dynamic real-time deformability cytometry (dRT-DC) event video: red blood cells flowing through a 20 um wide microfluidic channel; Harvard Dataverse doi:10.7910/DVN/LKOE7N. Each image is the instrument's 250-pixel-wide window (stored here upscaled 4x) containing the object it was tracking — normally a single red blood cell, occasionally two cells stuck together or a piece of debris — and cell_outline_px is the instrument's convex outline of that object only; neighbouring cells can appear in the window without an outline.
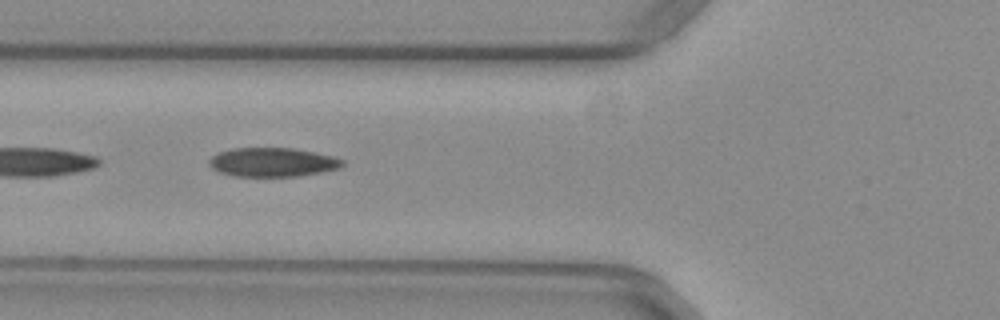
{"species": "common noctule bat (a hibernating species)", "species_latin": "Nyctalus noctula", "temperature_condition": "warm", "stored_images_in_passage": 12, "camera_frame_rate_fps": 3000, "um_per_image_px": 0.085, "animal": {"sex": "female", "body_mass_g": 29.2, "forearm_length_mm": 56.3}, "frame": {"image": 1, "passage_image": 10, "time_ms": 3.0, "image_size_px": [1000, 320], "cell_outline_px": [[344, 164], [340, 168], [300, 176], [232, 176], [220, 172], [212, 168], [208, 164], [208, 160], [212, 156], [220, 152], [232, 148], [292, 148], [332, 156], [344, 160]], "centroid_in_image_um": [23.15, 13.79], "position_along_channel_um": 102.7, "area_um2": 22.43}}